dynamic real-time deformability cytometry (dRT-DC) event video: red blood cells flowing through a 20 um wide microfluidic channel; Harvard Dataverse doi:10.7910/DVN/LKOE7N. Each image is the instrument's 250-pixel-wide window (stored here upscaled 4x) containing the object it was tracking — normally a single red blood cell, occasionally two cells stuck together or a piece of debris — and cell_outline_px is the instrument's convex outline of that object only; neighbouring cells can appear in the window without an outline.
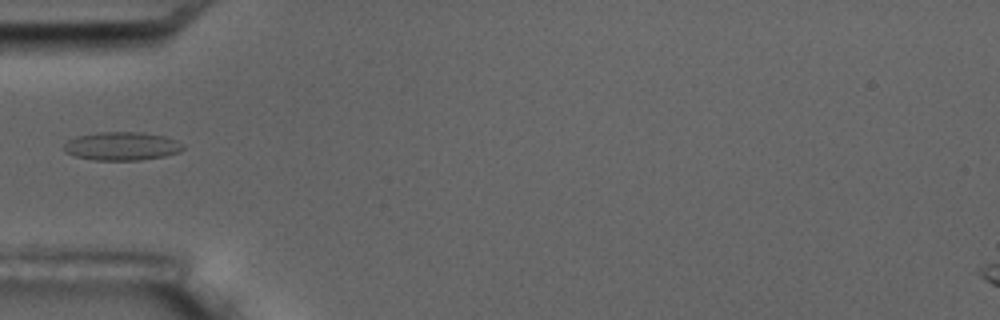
{"species": "common noctule bat (a hibernating species)", "species_latin": "Nyctalus noctula", "temperature_condition": "room temperature", "stored_images_in_passage": 5, "camera_frame_rate_fps": 3000, "um_per_image_px": 0.085, "animal": {"sex": "male", "body_mass_g": 17.5, "forearm_length_mm": 52.3}, "frame": {"image": 1, "passage_image": 5, "time_ms": 4.667, "image_size_px": [1000, 320], "cell_outline_px": [[184, 148], [180, 152], [164, 156], [140, 160], [96, 160], [76, 156], [64, 152], [64, 144], [68, 140], [76, 136], [96, 132], [140, 132], [164, 136], [176, 140], [184, 144]], "centroid_in_image_um": [10.36, 12.42], "position_along_channel_um": 74.6, "area_um2": 19.77}}